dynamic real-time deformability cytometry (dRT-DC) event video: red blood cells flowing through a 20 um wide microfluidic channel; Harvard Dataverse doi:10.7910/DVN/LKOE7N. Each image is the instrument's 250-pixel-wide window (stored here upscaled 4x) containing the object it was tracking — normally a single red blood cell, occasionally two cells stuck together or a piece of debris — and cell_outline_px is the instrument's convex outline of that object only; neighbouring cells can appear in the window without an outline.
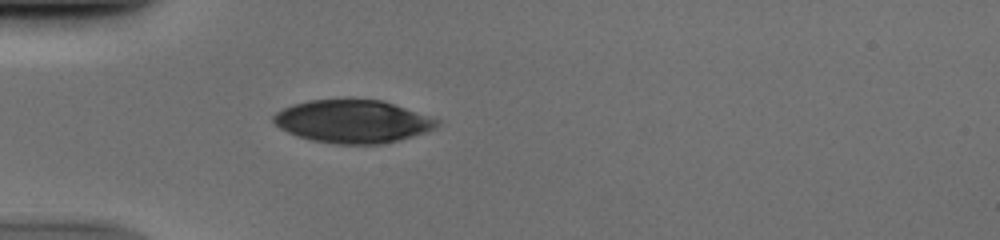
{"species": "human", "species_latin": "Homo sapiens", "temperature_condition": "cold", "stored_images_in_passage": 37, "camera_frame_rate_fps": 3000, "um_per_image_px": 0.085, "donor": {"sex": "male"}, "frame": {"image": 1, "passage_image": 1, "time_ms": 0.0, "image_size_px": [1000, 240], "cell_outline_px": [[440, 124], [424, 132], [412, 136], [380, 144], [332, 144], [312, 140], [288, 132], [280, 128], [272, 120], [272, 116], [276, 112], [292, 104], [308, 100], [344, 96], [348, 96], [384, 100], [440, 120]], "centroid_in_image_um": [29.94, 10.26], "position_along_channel_um": 55.1, "area_um2": 41.67}}
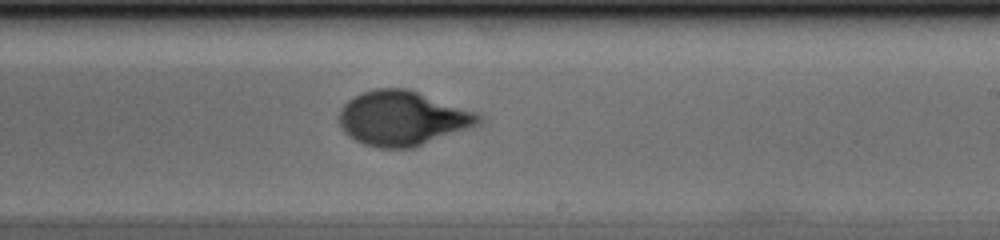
{"frame": {"image": 2, "passage_image": 17, "time_ms": 5.333, "image_size_px": [1000, 240], "cell_outline_px": [[484, 116], [480, 124], [416, 148], [376, 148], [364, 144], [348, 136], [344, 132], [340, 124], [340, 108], [348, 100], [364, 92], [376, 88], [404, 88], [476, 112]], "centroid_in_image_um": [34.22, 10.08], "position_along_channel_um": 254.8, "area_um2": 44.22}}
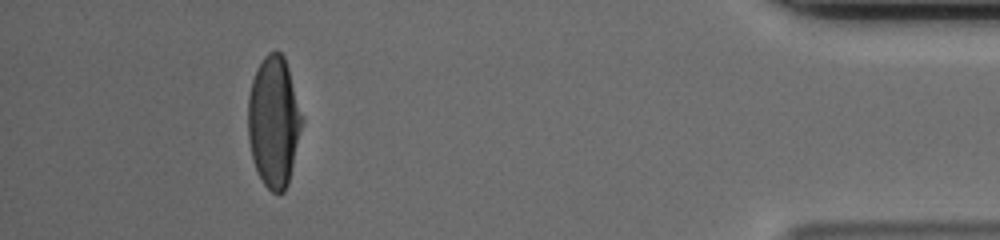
{"frame": {"image": 3, "passage_image": 33, "time_ms": 10.667, "image_size_px": [1000, 240], "cell_outline_px": [[304, 120], [288, 184], [284, 192], [272, 192], [264, 184], [256, 168], [252, 156], [248, 136], [248, 96], [252, 80], [256, 68], [264, 56], [268, 52], [276, 48], [284, 56], [288, 68]], "centroid_in_image_um": [23.28, 10.3], "position_along_channel_um": 411.9, "area_um2": 41.21}}